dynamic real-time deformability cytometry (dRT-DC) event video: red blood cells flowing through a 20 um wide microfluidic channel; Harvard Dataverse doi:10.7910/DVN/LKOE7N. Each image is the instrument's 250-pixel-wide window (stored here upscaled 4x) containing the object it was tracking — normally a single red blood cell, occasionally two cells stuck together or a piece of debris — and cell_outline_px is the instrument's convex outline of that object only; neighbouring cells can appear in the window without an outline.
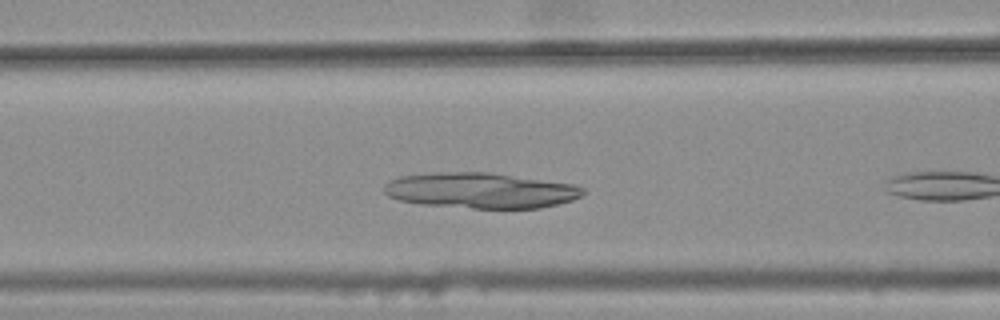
{"species": "common noctule bat (a hibernating species)", "species_latin": "Nyctalus noctula", "temperature_condition": "warm", "stored_images_in_passage": 8, "camera_frame_rate_fps": 3000, "um_per_image_px": 0.085, "animal": {"sex": "female", "body_mass_g": 25.1}, "frame": {"image": 1, "passage_image": 6, "time_ms": 1.667, "image_size_px": [1000, 320], "cell_outline_px": [[588, 192], [572, 200], [540, 208], [472, 208], [424, 204], [400, 200], [388, 196], [384, 192], [384, 184], [400, 176], [440, 172], [492, 172], [576, 184], [584, 188]], "centroid_in_image_um": [40.91, 16.18], "position_along_channel_um": 125.7, "area_um2": 41.27}}